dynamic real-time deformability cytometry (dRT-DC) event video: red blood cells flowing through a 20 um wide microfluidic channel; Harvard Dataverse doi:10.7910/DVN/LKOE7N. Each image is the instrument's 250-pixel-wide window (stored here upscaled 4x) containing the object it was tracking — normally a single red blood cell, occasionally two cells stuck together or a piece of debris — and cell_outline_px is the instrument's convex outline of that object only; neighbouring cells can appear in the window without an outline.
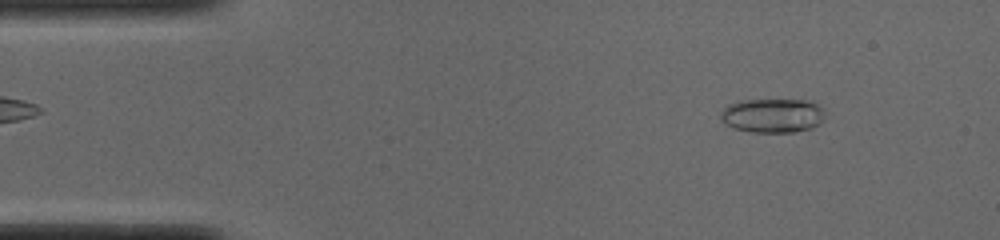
{"species": "common noctule bat (a hibernating species)", "species_latin": "Nyctalus noctula", "temperature_condition": "cold", "stored_images_in_passage": 50, "camera_frame_rate_fps": 3000, "um_per_image_px": 0.085, "animal": {"sex": "male", "body_mass_g": 19.0, "forearm_length_mm": 50.8}, "frame": {"image": 1, "passage_image": 5, "time_ms": 1.333, "image_size_px": [1000, 240], "cell_outline_px": [[828, 112], [820, 124], [812, 128], [792, 132], [752, 132], [736, 128], [728, 124], [720, 116], [720, 112], [728, 104], [740, 100], [808, 100], [824, 108]], "centroid_in_image_um": [65.74, 9.81], "position_along_channel_um": 19.3, "area_um2": 20.87}}
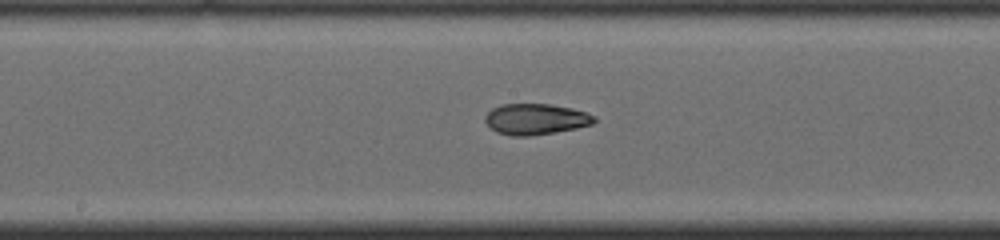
{"frame": {"image": 2, "passage_image": 25, "time_ms": 8.0, "image_size_px": [1000, 240], "cell_outline_px": [[596, 120], [592, 124], [576, 128], [528, 136], [512, 136], [496, 132], [484, 120], [484, 116], [492, 108], [500, 104], [552, 104], [572, 108], [596, 116]], "centroid_in_image_um": [45.51, 10.11], "position_along_channel_um": 202.7, "area_um2": 19.59}}
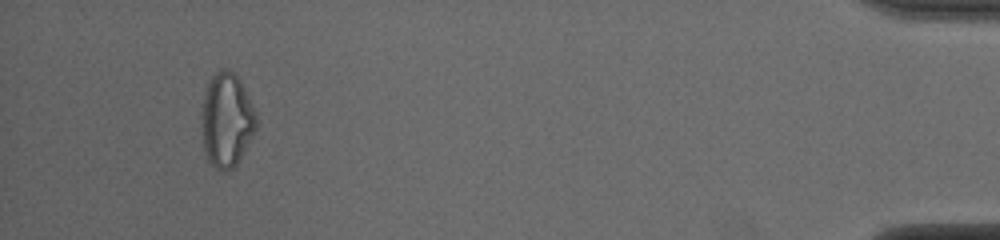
{"frame": {"image": 3, "passage_image": 47, "time_ms": 15.333, "image_size_px": [1000, 240], "cell_outline_px": [[260, 120], [252, 136], [236, 164], [228, 172], [220, 172], [208, 160], [204, 152], [200, 124], [204, 96], [208, 80], [220, 68], [228, 68], [240, 80]], "centroid_in_image_um": [19.25, 10.2], "position_along_channel_um": 415.9, "area_um2": 30.35}, "authors_computed_cell_mechanics": {"area_um2": 20.7791, "velocity_mm_per_s": 3.9058, "shape_relaxation_time_tau1_ms": null, "shape_relaxation_time_tau2_ms": 2.314, "deformation_change_tau1": null, "deformation_change_tau2": 0.091}}